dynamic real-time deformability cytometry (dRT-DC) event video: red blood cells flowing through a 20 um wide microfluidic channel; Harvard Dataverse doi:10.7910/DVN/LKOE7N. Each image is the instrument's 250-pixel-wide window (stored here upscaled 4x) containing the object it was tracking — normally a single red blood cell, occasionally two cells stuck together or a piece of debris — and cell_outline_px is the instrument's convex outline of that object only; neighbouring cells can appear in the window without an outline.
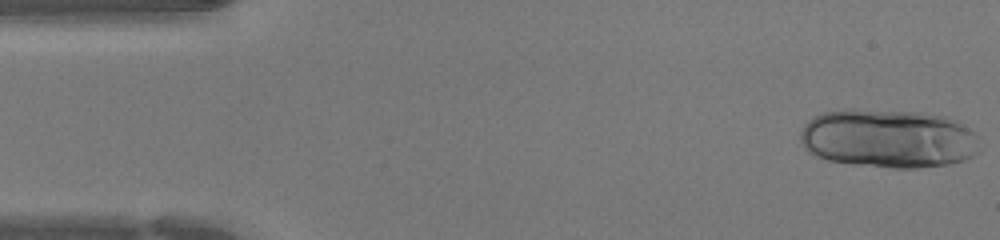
{"species": "human", "species_latin": "Homo sapiens", "temperature_condition": "warm", "stored_images_in_passage": 43, "segment_of_instrument_passage": [1, 2], "camera_frame_rate_fps": 3000, "um_per_image_px": 0.085, "donor": {"sex": "female"}, "frame": {"image": 1, "passage_image": 1, "time_ms": 0.0, "image_size_px": [1000, 240], "cell_outline_px": [[980, 152], [964, 160], [948, 164], [916, 168], [892, 168], [856, 164], [828, 160], [816, 156], [808, 152], [804, 148], [800, 140], [800, 132], [804, 124], [808, 120], [824, 112], [852, 108], [856, 108], [920, 112], [944, 116], [956, 120], [968, 128], [976, 136]], "centroid_in_image_um": [75.49, 11.76], "position_along_channel_um": 9.5, "area_um2": 61.9}}
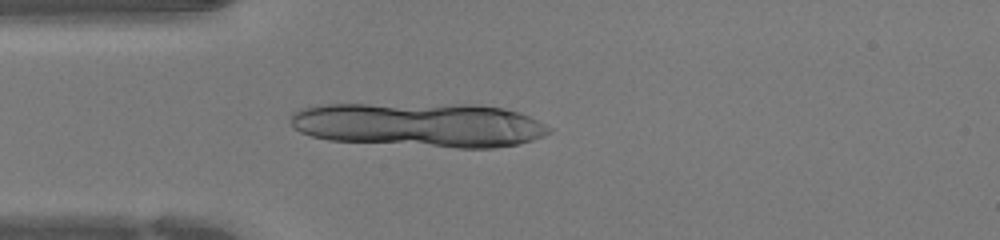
{"frame": {"image": 2, "passage_image": 11, "time_ms": 3.333, "image_size_px": [1000, 240], "cell_outline_px": [[552, 132], [544, 136], [532, 140], [516, 144], [496, 148], [456, 148], [328, 140], [312, 136], [300, 132], [292, 124], [292, 112], [300, 108], [316, 104], [476, 104], [504, 108], [520, 112], [552, 128]], "centroid_in_image_um": [35.67, 10.6], "position_along_channel_um": 49.3, "area_um2": 67.39}}